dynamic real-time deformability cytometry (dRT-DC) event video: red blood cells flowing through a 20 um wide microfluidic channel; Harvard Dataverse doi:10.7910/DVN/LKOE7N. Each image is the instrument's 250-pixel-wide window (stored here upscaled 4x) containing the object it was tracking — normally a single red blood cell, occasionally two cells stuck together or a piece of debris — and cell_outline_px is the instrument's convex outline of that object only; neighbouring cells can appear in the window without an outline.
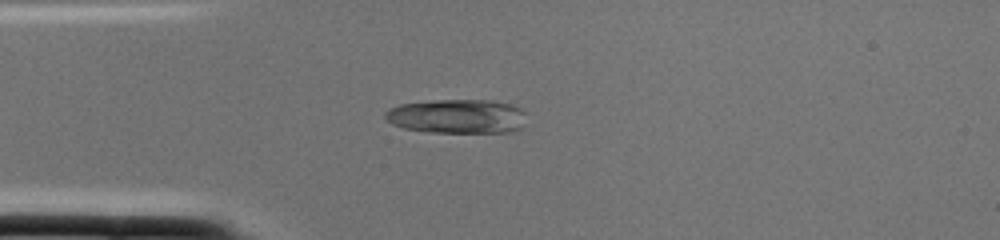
{"species": "common noctule bat (a hibernating species)", "species_latin": "Nyctalus noctula", "temperature_condition": "cold", "stored_images_in_passage": 2, "camera_frame_rate_fps": 3000, "um_per_image_px": 0.085, "animal": {"sex": "female", "body_mass_g": 22.0, "forearm_length_mm": 56.7}, "frame": {"image": 1, "passage_image": 1, "time_ms": 0.0, "image_size_px": [1000, 240], "cell_outline_px": [[524, 112], [520, 128], [508, 132], [428, 132], [404, 128], [392, 124], [384, 116], [384, 112], [388, 108], [400, 104], [436, 100], [488, 100], [512, 104], [520, 108]], "centroid_in_image_um": [38.8, 9.88], "position_along_channel_um": 46.2, "area_um2": 27.98}}